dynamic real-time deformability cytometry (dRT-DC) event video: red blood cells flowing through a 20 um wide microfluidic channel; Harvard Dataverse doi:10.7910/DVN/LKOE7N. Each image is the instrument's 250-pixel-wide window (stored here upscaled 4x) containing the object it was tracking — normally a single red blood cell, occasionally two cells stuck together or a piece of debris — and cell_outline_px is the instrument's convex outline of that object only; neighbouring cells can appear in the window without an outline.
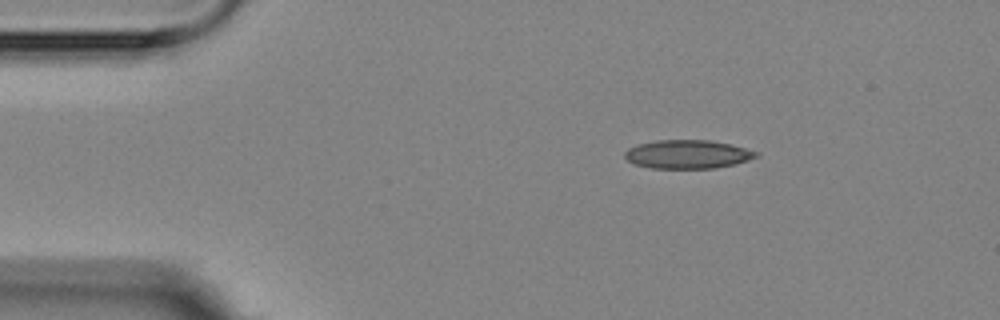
{"species": "Egyptian fruit bat (a non-hibernating species)", "species_latin": "Rousettus aegyptiacus", "temperature_condition": "room temperature", "stored_images_in_passage": 3, "camera_frame_rate_fps": 3000, "um_per_image_px": 0.085, "animal": {"sex": "female"}, "frame": {"image": 1, "passage_image": 1, "time_ms": 0.0, "image_size_px": [1000, 320], "cell_outline_px": [[760, 156], [736, 164], [716, 168], [648, 168], [632, 164], [624, 156], [624, 152], [628, 148], [636, 144], [656, 140], [708, 140], [728, 144], [760, 152]], "centroid_in_image_um": [58.42, 13.12], "position_along_channel_um": 26.6, "area_um2": 22.08}}
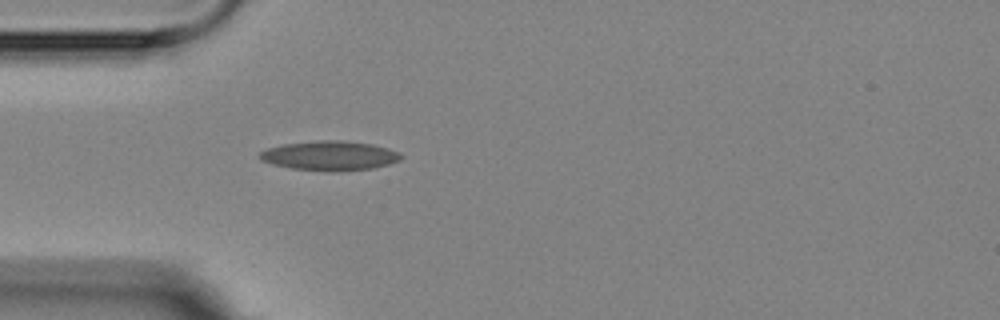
{"frame": {"image": 2, "passage_image": 3, "time_ms": 2.333, "image_size_px": [1000, 320], "cell_outline_px": [[404, 156], [400, 160], [388, 164], [372, 168], [332, 172], [324, 172], [292, 168], [272, 164], [260, 160], [256, 156], [260, 152], [268, 148], [284, 144], [316, 140], [344, 140], [372, 144], [388, 148], [400, 152]], "centroid_in_image_um": [28.02, 13.23], "position_along_channel_um": 57.0, "area_um2": 24.57}}